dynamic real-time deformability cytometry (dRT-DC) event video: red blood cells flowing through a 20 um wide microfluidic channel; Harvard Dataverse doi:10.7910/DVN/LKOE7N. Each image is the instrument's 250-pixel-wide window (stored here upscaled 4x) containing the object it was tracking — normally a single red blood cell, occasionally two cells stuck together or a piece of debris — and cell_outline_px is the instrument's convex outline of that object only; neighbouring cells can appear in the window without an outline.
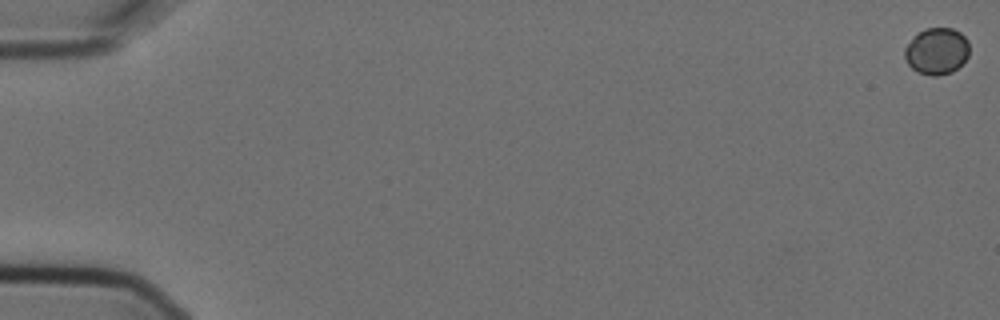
{"species": "Egyptian fruit bat (a non-hibernating species)", "species_latin": "Rousettus aegyptiacus", "temperature_condition": "cold", "stored_images_in_passage": 7, "segment_of_instrument_passage": [1, 2], "camera_frame_rate_fps": 3000, "um_per_image_px": 0.085, "animal": {"sex": "female"}, "frame": {"image": 1, "passage_image": 1, "time_ms": 0.0, "image_size_px": [1000, 320], "cell_outline_px": [[968, 56], [952, 72], [936, 76], [932, 76], [916, 72], [908, 64], [904, 56], [904, 48], [924, 28], [952, 28], [960, 32], [968, 40]], "centroid_in_image_um": [79.62, 4.35], "position_along_channel_um": 5.4, "area_um2": 17.4}}
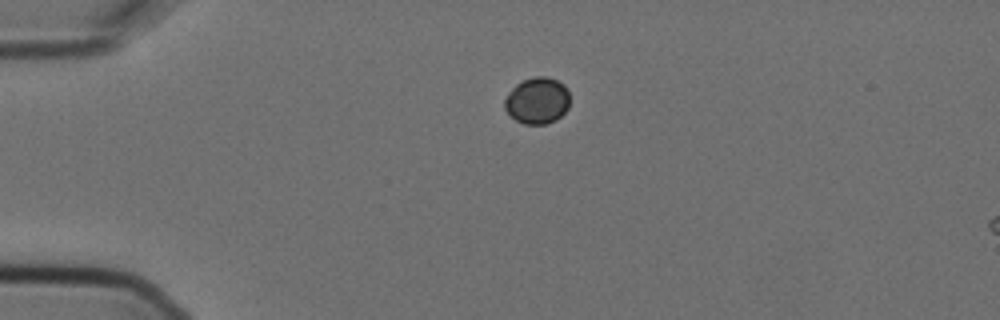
{"frame": {"image": 2, "passage_image": 5, "time_ms": 1.333, "image_size_px": [1000, 320], "cell_outline_px": [[568, 108], [556, 120], [544, 124], [524, 124], [516, 120], [504, 108], [504, 100], [508, 92], [516, 84], [532, 76], [548, 76], [564, 84], [568, 88]], "centroid_in_image_um": [45.66, 8.53], "position_along_channel_um": 39.3, "area_um2": 17.69}}